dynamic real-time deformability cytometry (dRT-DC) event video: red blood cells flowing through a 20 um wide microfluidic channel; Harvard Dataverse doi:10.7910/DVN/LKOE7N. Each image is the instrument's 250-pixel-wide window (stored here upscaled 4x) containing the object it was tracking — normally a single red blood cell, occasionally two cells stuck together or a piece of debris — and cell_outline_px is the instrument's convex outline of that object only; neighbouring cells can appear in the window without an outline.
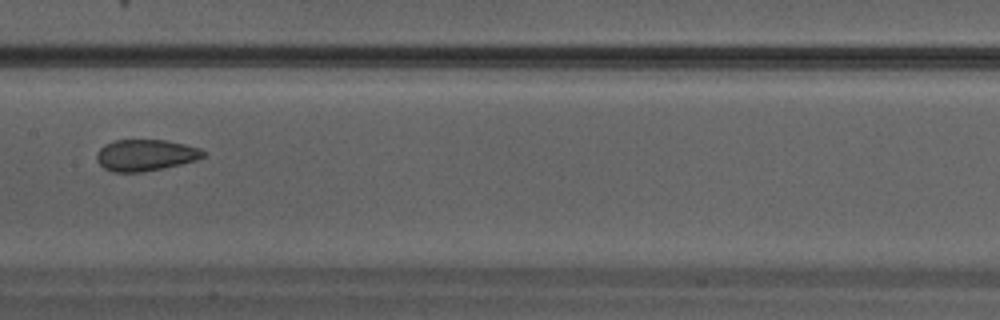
{"species": "Egyptian fruit bat (a non-hibernating species)", "species_latin": "Rousettus aegyptiacus", "temperature_condition": "warm", "stored_images_in_passage": 25, "camera_frame_rate_fps": 3000, "um_per_image_px": 0.085, "animal": {"sex": "male"}, "frame": {"image": 1, "passage_image": 11, "time_ms": 3.333, "image_size_px": [1000, 320], "cell_outline_px": [[204, 156], [196, 160], [164, 168], [140, 172], [112, 172], [104, 168], [96, 160], [96, 152], [104, 144], [116, 140], [164, 140], [184, 144], [200, 148], [204, 152]], "centroid_in_image_um": [12.33, 13.19], "position_along_channel_um": 195.1, "area_um2": 19.48}}